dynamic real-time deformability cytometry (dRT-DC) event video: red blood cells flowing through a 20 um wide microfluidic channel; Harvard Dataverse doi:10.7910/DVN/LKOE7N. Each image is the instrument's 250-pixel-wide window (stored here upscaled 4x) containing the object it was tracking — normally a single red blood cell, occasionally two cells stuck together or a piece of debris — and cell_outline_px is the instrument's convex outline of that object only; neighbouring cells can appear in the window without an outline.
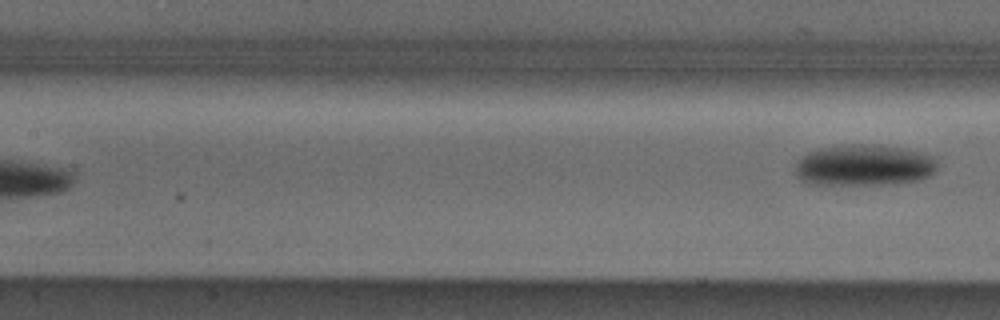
{"species": "Egyptian fruit bat (a non-hibernating species)", "species_latin": "Rousettus aegyptiacus", "temperature_condition": "cold", "stored_images_in_passage": 8, "segment_of_instrument_passage": [2, 2], "camera_frame_rate_fps": 3000, "um_per_image_px": 0.085, "animal": {"sex": "male"}, "frame": {"image": 1, "passage_image": 8, "time_ms": 9.333, "image_size_px": [1000, 320], "cell_outline_px": [[936, 172], [928, 176], [916, 180], [888, 184], [820, 184], [800, 180], [796, 176], [796, 160], [800, 156], [808, 152], [820, 148], [848, 144], [864, 144], [904, 148], [936, 156]], "centroid_in_image_um": [73.44, 14.03], "position_along_channel_um": 134.0, "area_um2": 34.16}}